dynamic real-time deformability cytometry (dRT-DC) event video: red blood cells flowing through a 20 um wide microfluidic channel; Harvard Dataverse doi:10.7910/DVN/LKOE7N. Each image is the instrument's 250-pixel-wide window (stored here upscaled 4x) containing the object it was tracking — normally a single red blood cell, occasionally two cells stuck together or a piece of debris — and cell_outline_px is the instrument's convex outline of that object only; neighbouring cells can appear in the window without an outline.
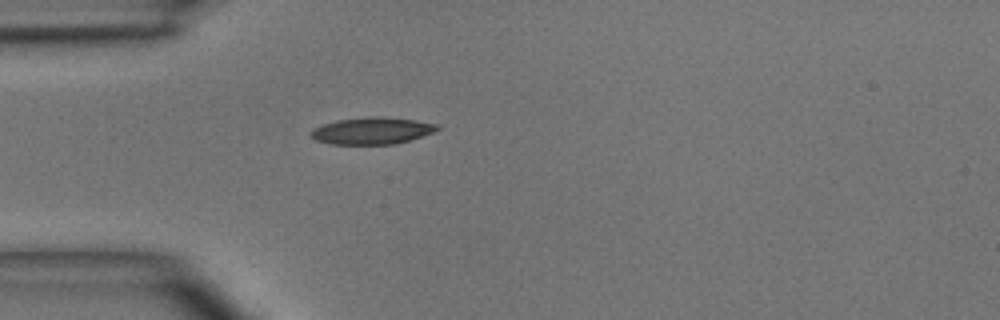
{"species": "common noctule bat (a hibernating species)", "species_latin": "Nyctalus noctula", "temperature_condition": "room temperature", "stored_images_in_passage": 1, "camera_frame_rate_fps": 3000, "um_per_image_px": 0.085, "animal": {"sex": "male", "body_mass_g": 15.6}, "frame": {"image": 1, "passage_image": 1, "time_ms": 0.0, "image_size_px": [1000, 320], "cell_outline_px": [[440, 128], [432, 132], [408, 140], [392, 144], [332, 144], [316, 140], [308, 132], [312, 128], [336, 120], [368, 116], [384, 116], [440, 124]], "centroid_in_image_um": [31.58, 11.1], "position_along_channel_um": 53.4, "area_um2": 19.71}}